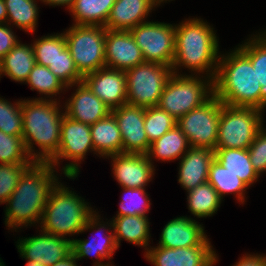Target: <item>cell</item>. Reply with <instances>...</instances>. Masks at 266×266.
<instances>
[{"mask_svg":"<svg viewBox=\"0 0 266 266\" xmlns=\"http://www.w3.org/2000/svg\"><path fill=\"white\" fill-rule=\"evenodd\" d=\"M54 166L34 161L21 175L14 192L6 201L5 225L11 228L40 222L50 192L57 185Z\"/></svg>","mask_w":266,"mask_h":266,"instance_id":"cell-1","label":"cell"},{"mask_svg":"<svg viewBox=\"0 0 266 266\" xmlns=\"http://www.w3.org/2000/svg\"><path fill=\"white\" fill-rule=\"evenodd\" d=\"M58 104L56 99L43 97L21 101L22 139L27 154L34 161L48 162L58 151L64 115L59 110ZM34 142L40 147L41 151L37 152L38 154L33 150Z\"/></svg>","mask_w":266,"mask_h":266,"instance_id":"cell-2","label":"cell"},{"mask_svg":"<svg viewBox=\"0 0 266 266\" xmlns=\"http://www.w3.org/2000/svg\"><path fill=\"white\" fill-rule=\"evenodd\" d=\"M261 87L250 59L239 48L219 57L213 94L224 105L260 110Z\"/></svg>","mask_w":266,"mask_h":266,"instance_id":"cell-3","label":"cell"},{"mask_svg":"<svg viewBox=\"0 0 266 266\" xmlns=\"http://www.w3.org/2000/svg\"><path fill=\"white\" fill-rule=\"evenodd\" d=\"M175 26V55L172 71L185 66L197 74L210 72L207 78L214 80L219 56L218 39L213 28L200 19H190ZM212 68V69H211Z\"/></svg>","mask_w":266,"mask_h":266,"instance_id":"cell-4","label":"cell"},{"mask_svg":"<svg viewBox=\"0 0 266 266\" xmlns=\"http://www.w3.org/2000/svg\"><path fill=\"white\" fill-rule=\"evenodd\" d=\"M75 194L57 183L43 210L40 223L42 231L62 238L68 234L80 233L96 211Z\"/></svg>","mask_w":266,"mask_h":266,"instance_id":"cell-5","label":"cell"},{"mask_svg":"<svg viewBox=\"0 0 266 266\" xmlns=\"http://www.w3.org/2000/svg\"><path fill=\"white\" fill-rule=\"evenodd\" d=\"M209 94V95H208ZM213 94V80L202 81L194 75L172 74L157 106L176 120L201 106Z\"/></svg>","mask_w":266,"mask_h":266,"instance_id":"cell-6","label":"cell"},{"mask_svg":"<svg viewBox=\"0 0 266 266\" xmlns=\"http://www.w3.org/2000/svg\"><path fill=\"white\" fill-rule=\"evenodd\" d=\"M261 111L222 103L216 148L248 149L262 128Z\"/></svg>","mask_w":266,"mask_h":266,"instance_id":"cell-7","label":"cell"},{"mask_svg":"<svg viewBox=\"0 0 266 266\" xmlns=\"http://www.w3.org/2000/svg\"><path fill=\"white\" fill-rule=\"evenodd\" d=\"M104 26L72 25L64 32L67 48L82 76L105 66Z\"/></svg>","mask_w":266,"mask_h":266,"instance_id":"cell-8","label":"cell"},{"mask_svg":"<svg viewBox=\"0 0 266 266\" xmlns=\"http://www.w3.org/2000/svg\"><path fill=\"white\" fill-rule=\"evenodd\" d=\"M173 74L172 67L144 62L125 72L127 104L138 107L157 106L165 85Z\"/></svg>","mask_w":266,"mask_h":266,"instance_id":"cell-9","label":"cell"},{"mask_svg":"<svg viewBox=\"0 0 266 266\" xmlns=\"http://www.w3.org/2000/svg\"><path fill=\"white\" fill-rule=\"evenodd\" d=\"M222 102L214 95L177 120L191 147L216 149Z\"/></svg>","mask_w":266,"mask_h":266,"instance_id":"cell-10","label":"cell"},{"mask_svg":"<svg viewBox=\"0 0 266 266\" xmlns=\"http://www.w3.org/2000/svg\"><path fill=\"white\" fill-rule=\"evenodd\" d=\"M145 62L172 67L175 55V27L161 22L140 23L130 30Z\"/></svg>","mask_w":266,"mask_h":266,"instance_id":"cell-11","label":"cell"},{"mask_svg":"<svg viewBox=\"0 0 266 266\" xmlns=\"http://www.w3.org/2000/svg\"><path fill=\"white\" fill-rule=\"evenodd\" d=\"M94 151L92 144L90 125L72 120L63 115L61 122V141L57 153L48 161L54 167L59 164V159L72 160L62 170L68 178L74 179L78 176L79 165L88 151ZM74 161V162H73ZM77 162V163H76Z\"/></svg>","mask_w":266,"mask_h":266,"instance_id":"cell-12","label":"cell"},{"mask_svg":"<svg viewBox=\"0 0 266 266\" xmlns=\"http://www.w3.org/2000/svg\"><path fill=\"white\" fill-rule=\"evenodd\" d=\"M122 138V153L147 154L150 142L144 130L145 108L125 104L111 110Z\"/></svg>","mask_w":266,"mask_h":266,"instance_id":"cell-13","label":"cell"},{"mask_svg":"<svg viewBox=\"0 0 266 266\" xmlns=\"http://www.w3.org/2000/svg\"><path fill=\"white\" fill-rule=\"evenodd\" d=\"M41 232L38 236L18 240L16 246L21 257L51 266L72 252V240Z\"/></svg>","mask_w":266,"mask_h":266,"instance_id":"cell-14","label":"cell"},{"mask_svg":"<svg viewBox=\"0 0 266 266\" xmlns=\"http://www.w3.org/2000/svg\"><path fill=\"white\" fill-rule=\"evenodd\" d=\"M145 257L154 266H213L217 261L209 241L204 246L147 248Z\"/></svg>","mask_w":266,"mask_h":266,"instance_id":"cell-15","label":"cell"},{"mask_svg":"<svg viewBox=\"0 0 266 266\" xmlns=\"http://www.w3.org/2000/svg\"><path fill=\"white\" fill-rule=\"evenodd\" d=\"M83 82L111 110L127 104V85L124 71L100 68L83 76Z\"/></svg>","mask_w":266,"mask_h":266,"instance_id":"cell-16","label":"cell"},{"mask_svg":"<svg viewBox=\"0 0 266 266\" xmlns=\"http://www.w3.org/2000/svg\"><path fill=\"white\" fill-rule=\"evenodd\" d=\"M144 62L142 51L130 31H106L105 66L107 68L126 72Z\"/></svg>","mask_w":266,"mask_h":266,"instance_id":"cell-17","label":"cell"},{"mask_svg":"<svg viewBox=\"0 0 266 266\" xmlns=\"http://www.w3.org/2000/svg\"><path fill=\"white\" fill-rule=\"evenodd\" d=\"M109 157L113 160V174L123 188H145L154 175L152 159L146 154L119 153Z\"/></svg>","mask_w":266,"mask_h":266,"instance_id":"cell-18","label":"cell"},{"mask_svg":"<svg viewBox=\"0 0 266 266\" xmlns=\"http://www.w3.org/2000/svg\"><path fill=\"white\" fill-rule=\"evenodd\" d=\"M65 105V115L72 120L92 125L107 117L111 109L82 81Z\"/></svg>","mask_w":266,"mask_h":266,"instance_id":"cell-19","label":"cell"},{"mask_svg":"<svg viewBox=\"0 0 266 266\" xmlns=\"http://www.w3.org/2000/svg\"><path fill=\"white\" fill-rule=\"evenodd\" d=\"M208 241L202 225L182 216L172 219L165 225L158 246L176 249L204 246Z\"/></svg>","mask_w":266,"mask_h":266,"instance_id":"cell-20","label":"cell"},{"mask_svg":"<svg viewBox=\"0 0 266 266\" xmlns=\"http://www.w3.org/2000/svg\"><path fill=\"white\" fill-rule=\"evenodd\" d=\"M180 159L178 182L188 192L208 181L215 151L206 147H190Z\"/></svg>","mask_w":266,"mask_h":266,"instance_id":"cell-21","label":"cell"},{"mask_svg":"<svg viewBox=\"0 0 266 266\" xmlns=\"http://www.w3.org/2000/svg\"><path fill=\"white\" fill-rule=\"evenodd\" d=\"M155 0H115L105 24L107 30L130 31L148 16Z\"/></svg>","mask_w":266,"mask_h":266,"instance_id":"cell-22","label":"cell"},{"mask_svg":"<svg viewBox=\"0 0 266 266\" xmlns=\"http://www.w3.org/2000/svg\"><path fill=\"white\" fill-rule=\"evenodd\" d=\"M98 213H94L88 220L87 224L84 226V228L80 231V233L92 228L98 227L97 232L101 231L102 228H105V224H101L99 222V215ZM99 222V223H98ZM101 229V230H100ZM100 234V233H99ZM100 236V235H99ZM101 238V237H100ZM117 245L115 242L114 233H111L110 235H103L102 238L98 241V239H86V240H72V252L75 254L77 259H81L83 257H89V256H96V259L100 260L102 259H111L113 256L115 250L117 249ZM112 255V256H111Z\"/></svg>","mask_w":266,"mask_h":266,"instance_id":"cell-23","label":"cell"},{"mask_svg":"<svg viewBox=\"0 0 266 266\" xmlns=\"http://www.w3.org/2000/svg\"><path fill=\"white\" fill-rule=\"evenodd\" d=\"M90 132L95 153L104 157L122 153V138L112 113L90 125Z\"/></svg>","mask_w":266,"mask_h":266,"instance_id":"cell-24","label":"cell"},{"mask_svg":"<svg viewBox=\"0 0 266 266\" xmlns=\"http://www.w3.org/2000/svg\"><path fill=\"white\" fill-rule=\"evenodd\" d=\"M36 64L33 46L20 41L0 60V76H8L17 82H26ZM1 78V77H0Z\"/></svg>","mask_w":266,"mask_h":266,"instance_id":"cell-25","label":"cell"},{"mask_svg":"<svg viewBox=\"0 0 266 266\" xmlns=\"http://www.w3.org/2000/svg\"><path fill=\"white\" fill-rule=\"evenodd\" d=\"M109 224L113 228L117 247H119L121 239L142 247L149 245L150 233L147 216H116Z\"/></svg>","mask_w":266,"mask_h":266,"instance_id":"cell-26","label":"cell"},{"mask_svg":"<svg viewBox=\"0 0 266 266\" xmlns=\"http://www.w3.org/2000/svg\"><path fill=\"white\" fill-rule=\"evenodd\" d=\"M214 151L215 159L248 187L257 181L259 175L253 169L248 149L216 148Z\"/></svg>","mask_w":266,"mask_h":266,"instance_id":"cell-27","label":"cell"},{"mask_svg":"<svg viewBox=\"0 0 266 266\" xmlns=\"http://www.w3.org/2000/svg\"><path fill=\"white\" fill-rule=\"evenodd\" d=\"M190 147L187 137L176 125L162 137L152 142L146 155L149 159L151 156H155V159L158 158V160L171 161L181 158L188 151L186 148Z\"/></svg>","mask_w":266,"mask_h":266,"instance_id":"cell-28","label":"cell"},{"mask_svg":"<svg viewBox=\"0 0 266 266\" xmlns=\"http://www.w3.org/2000/svg\"><path fill=\"white\" fill-rule=\"evenodd\" d=\"M115 0H75L69 11L75 25L105 26Z\"/></svg>","mask_w":266,"mask_h":266,"instance_id":"cell-29","label":"cell"},{"mask_svg":"<svg viewBox=\"0 0 266 266\" xmlns=\"http://www.w3.org/2000/svg\"><path fill=\"white\" fill-rule=\"evenodd\" d=\"M254 37L238 48L250 59L254 70H256L257 80L262 86L260 91V110L264 111L266 107V32Z\"/></svg>","mask_w":266,"mask_h":266,"instance_id":"cell-30","label":"cell"},{"mask_svg":"<svg viewBox=\"0 0 266 266\" xmlns=\"http://www.w3.org/2000/svg\"><path fill=\"white\" fill-rule=\"evenodd\" d=\"M208 182L215 188L221 199L225 194H236L239 202L244 203V191L248 186L235 174L228 171L216 159L209 167Z\"/></svg>","mask_w":266,"mask_h":266,"instance_id":"cell-31","label":"cell"},{"mask_svg":"<svg viewBox=\"0 0 266 266\" xmlns=\"http://www.w3.org/2000/svg\"><path fill=\"white\" fill-rule=\"evenodd\" d=\"M188 195V209L198 218L214 215L222 201L208 181L188 191Z\"/></svg>","mask_w":266,"mask_h":266,"instance_id":"cell-32","label":"cell"},{"mask_svg":"<svg viewBox=\"0 0 266 266\" xmlns=\"http://www.w3.org/2000/svg\"><path fill=\"white\" fill-rule=\"evenodd\" d=\"M7 8V23L11 22L19 29L35 32L38 7L35 0H4Z\"/></svg>","mask_w":266,"mask_h":266,"instance_id":"cell-33","label":"cell"},{"mask_svg":"<svg viewBox=\"0 0 266 266\" xmlns=\"http://www.w3.org/2000/svg\"><path fill=\"white\" fill-rule=\"evenodd\" d=\"M177 125V120L158 106L145 108L144 130L150 143Z\"/></svg>","mask_w":266,"mask_h":266,"instance_id":"cell-34","label":"cell"},{"mask_svg":"<svg viewBox=\"0 0 266 266\" xmlns=\"http://www.w3.org/2000/svg\"><path fill=\"white\" fill-rule=\"evenodd\" d=\"M25 83L30 85L31 90H37L40 94L56 95L59 94L66 85L58 79L46 66L35 64Z\"/></svg>","mask_w":266,"mask_h":266,"instance_id":"cell-35","label":"cell"},{"mask_svg":"<svg viewBox=\"0 0 266 266\" xmlns=\"http://www.w3.org/2000/svg\"><path fill=\"white\" fill-rule=\"evenodd\" d=\"M35 61L37 64L48 67L53 64L67 45L64 33L44 36L33 43Z\"/></svg>","mask_w":266,"mask_h":266,"instance_id":"cell-36","label":"cell"},{"mask_svg":"<svg viewBox=\"0 0 266 266\" xmlns=\"http://www.w3.org/2000/svg\"><path fill=\"white\" fill-rule=\"evenodd\" d=\"M0 162L1 164L33 163L27 154L22 136H12L0 130Z\"/></svg>","mask_w":266,"mask_h":266,"instance_id":"cell-37","label":"cell"},{"mask_svg":"<svg viewBox=\"0 0 266 266\" xmlns=\"http://www.w3.org/2000/svg\"><path fill=\"white\" fill-rule=\"evenodd\" d=\"M48 69L51 70L67 88L83 81V76L77 70L67 46L62 51H59L57 59L53 64L48 66Z\"/></svg>","mask_w":266,"mask_h":266,"instance_id":"cell-38","label":"cell"},{"mask_svg":"<svg viewBox=\"0 0 266 266\" xmlns=\"http://www.w3.org/2000/svg\"><path fill=\"white\" fill-rule=\"evenodd\" d=\"M0 130L12 136L23 135L21 101L11 104L0 97Z\"/></svg>","mask_w":266,"mask_h":266,"instance_id":"cell-39","label":"cell"},{"mask_svg":"<svg viewBox=\"0 0 266 266\" xmlns=\"http://www.w3.org/2000/svg\"><path fill=\"white\" fill-rule=\"evenodd\" d=\"M124 197L120 204L117 216L140 215L146 216L150 209V200L144 188H123ZM126 192V194H125Z\"/></svg>","mask_w":266,"mask_h":266,"instance_id":"cell-40","label":"cell"},{"mask_svg":"<svg viewBox=\"0 0 266 266\" xmlns=\"http://www.w3.org/2000/svg\"><path fill=\"white\" fill-rule=\"evenodd\" d=\"M32 163H0V203H6L10 195L18 185L19 179L23 172Z\"/></svg>","mask_w":266,"mask_h":266,"instance_id":"cell-41","label":"cell"},{"mask_svg":"<svg viewBox=\"0 0 266 266\" xmlns=\"http://www.w3.org/2000/svg\"><path fill=\"white\" fill-rule=\"evenodd\" d=\"M253 169L260 176L266 171V130L262 127L250 147L248 148Z\"/></svg>","mask_w":266,"mask_h":266,"instance_id":"cell-42","label":"cell"},{"mask_svg":"<svg viewBox=\"0 0 266 266\" xmlns=\"http://www.w3.org/2000/svg\"><path fill=\"white\" fill-rule=\"evenodd\" d=\"M7 24V25H6ZM0 24V60L19 42L8 23Z\"/></svg>","mask_w":266,"mask_h":266,"instance_id":"cell-43","label":"cell"},{"mask_svg":"<svg viewBox=\"0 0 266 266\" xmlns=\"http://www.w3.org/2000/svg\"><path fill=\"white\" fill-rule=\"evenodd\" d=\"M233 266H266V255H246Z\"/></svg>","mask_w":266,"mask_h":266,"instance_id":"cell-44","label":"cell"},{"mask_svg":"<svg viewBox=\"0 0 266 266\" xmlns=\"http://www.w3.org/2000/svg\"><path fill=\"white\" fill-rule=\"evenodd\" d=\"M77 257L73 252L67 255L65 258L61 259L60 261L54 263L51 266H78L76 263Z\"/></svg>","mask_w":266,"mask_h":266,"instance_id":"cell-45","label":"cell"},{"mask_svg":"<svg viewBox=\"0 0 266 266\" xmlns=\"http://www.w3.org/2000/svg\"><path fill=\"white\" fill-rule=\"evenodd\" d=\"M43 2H45L46 4H49L51 6H65L67 5L68 9H70L72 7V5L74 4L75 0H41Z\"/></svg>","mask_w":266,"mask_h":266,"instance_id":"cell-46","label":"cell"},{"mask_svg":"<svg viewBox=\"0 0 266 266\" xmlns=\"http://www.w3.org/2000/svg\"><path fill=\"white\" fill-rule=\"evenodd\" d=\"M7 8L4 0H0V24L7 23Z\"/></svg>","mask_w":266,"mask_h":266,"instance_id":"cell-47","label":"cell"},{"mask_svg":"<svg viewBox=\"0 0 266 266\" xmlns=\"http://www.w3.org/2000/svg\"><path fill=\"white\" fill-rule=\"evenodd\" d=\"M25 266H45L41 264V262L33 261V260H28Z\"/></svg>","mask_w":266,"mask_h":266,"instance_id":"cell-48","label":"cell"},{"mask_svg":"<svg viewBox=\"0 0 266 266\" xmlns=\"http://www.w3.org/2000/svg\"><path fill=\"white\" fill-rule=\"evenodd\" d=\"M94 266H111L110 264H102L100 262H97L96 264L94 263Z\"/></svg>","mask_w":266,"mask_h":266,"instance_id":"cell-49","label":"cell"},{"mask_svg":"<svg viewBox=\"0 0 266 266\" xmlns=\"http://www.w3.org/2000/svg\"><path fill=\"white\" fill-rule=\"evenodd\" d=\"M155 1H156V4H157V5H158V4L160 5V3H162L163 1L166 2L167 0H155ZM169 1H170V0H169ZM171 1H172V0H171Z\"/></svg>","mask_w":266,"mask_h":266,"instance_id":"cell-50","label":"cell"},{"mask_svg":"<svg viewBox=\"0 0 266 266\" xmlns=\"http://www.w3.org/2000/svg\"><path fill=\"white\" fill-rule=\"evenodd\" d=\"M0 259V266H5L4 262Z\"/></svg>","mask_w":266,"mask_h":266,"instance_id":"cell-51","label":"cell"}]
</instances>
